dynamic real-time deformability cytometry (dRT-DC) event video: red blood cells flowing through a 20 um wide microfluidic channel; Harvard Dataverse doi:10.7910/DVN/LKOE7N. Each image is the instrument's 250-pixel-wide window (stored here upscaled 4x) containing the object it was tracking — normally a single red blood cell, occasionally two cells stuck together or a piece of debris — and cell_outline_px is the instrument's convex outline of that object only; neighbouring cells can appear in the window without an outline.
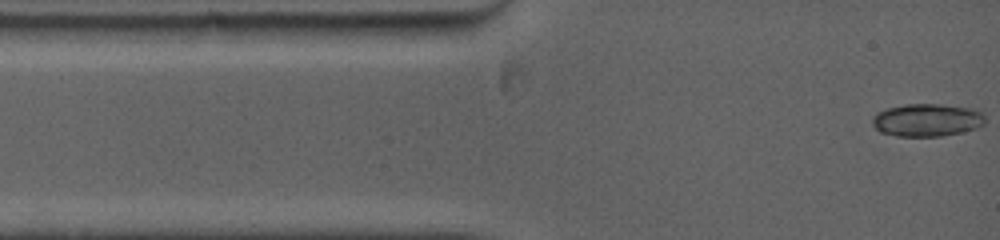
{"species": "common noctule bat (a hibernating species)", "species_latin": "Nyctalus noctula", "temperature_condition": "warm", "stored_images_in_passage": 40, "camera_frame_rate_fps": 5000, "um_per_image_px": 0.085, "animal": {"sex": "female", "body_mass_g": 19.0, "forearm_length_mm": 53.3}, "frame": {"image": 1, "passage_image": 1, "time_ms": 0.0, "image_size_px": [1000, 240], "cell_outline_px": [[984, 124], [976, 128], [960, 132], [940, 136], [896, 136], [880, 132], [872, 124], [872, 116], [876, 112], [888, 108], [904, 104], [940, 104], [972, 108], [980, 112], [984, 116]], "centroid_in_image_um": [78.76, 10.2], "position_along_channel_um": 6.2, "area_um2": 21.5}}
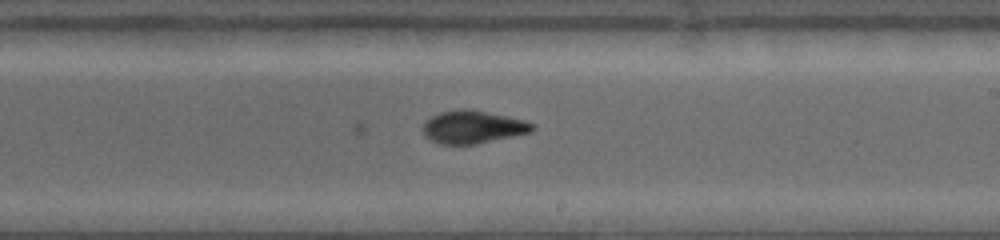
{"frame": {"image": 2, "passage_image": 40, "time_ms": 7.4, "image_size_px": [1000, 240], "cell_outline_px": [[536, 128], [532, 132], [476, 144], [440, 144], [424, 136], [424, 120], [440, 112], [464, 108], [524, 120], [532, 124]], "centroid_in_image_um": [40.17, 10.8], "position_along_channel_um": 248.8, "area_um2": 20.63}}